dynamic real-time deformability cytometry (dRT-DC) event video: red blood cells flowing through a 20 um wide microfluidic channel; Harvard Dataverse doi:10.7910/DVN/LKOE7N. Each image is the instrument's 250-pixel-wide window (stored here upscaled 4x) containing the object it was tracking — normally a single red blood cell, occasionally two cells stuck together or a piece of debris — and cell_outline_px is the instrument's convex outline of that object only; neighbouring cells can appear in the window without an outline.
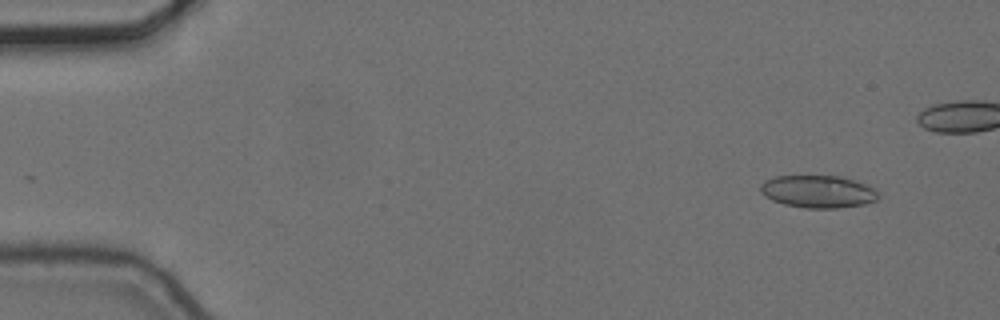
{"species": "common noctule bat (a hibernating species)", "species_latin": "Nyctalus noctula", "temperature_condition": "cold", "stored_images_in_passage": 6, "camera_frame_rate_fps": 3000, "um_per_image_px": 0.085, "animal": {"sex": "female", "body_mass_g": 24.6, "forearm_length_mm": 56.2}, "frame": {"image": 1, "passage_image": 2, "time_ms": 0.333, "image_size_px": [1000, 320], "cell_outline_px": [[880, 196], [876, 200], [864, 204], [840, 208], [804, 208], [784, 204], [772, 200], [764, 196], [760, 192], [760, 184], [764, 180], [776, 176], [840, 176], [864, 184], [872, 188]], "centroid_in_image_um": [69.48, 16.29], "position_along_channel_um": 15.5, "area_um2": 22.25}}
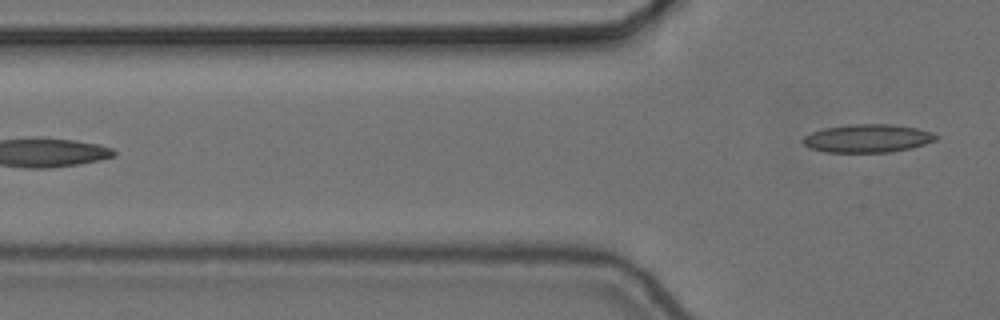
{"frame": {"image": 2, "passage_image": 6, "time_ms": 1.667, "image_size_px": [1000, 320], "cell_outline_px": [[940, 136], [936, 140], [912, 148], [892, 152], [824, 152], [808, 148], [800, 140], [804, 136], [812, 132], [824, 128], [852, 124], [892, 124], [916, 128], [932, 132]], "centroid_in_image_um": [73.74, 11.76], "position_along_channel_um": 52.1, "area_um2": 22.02}}